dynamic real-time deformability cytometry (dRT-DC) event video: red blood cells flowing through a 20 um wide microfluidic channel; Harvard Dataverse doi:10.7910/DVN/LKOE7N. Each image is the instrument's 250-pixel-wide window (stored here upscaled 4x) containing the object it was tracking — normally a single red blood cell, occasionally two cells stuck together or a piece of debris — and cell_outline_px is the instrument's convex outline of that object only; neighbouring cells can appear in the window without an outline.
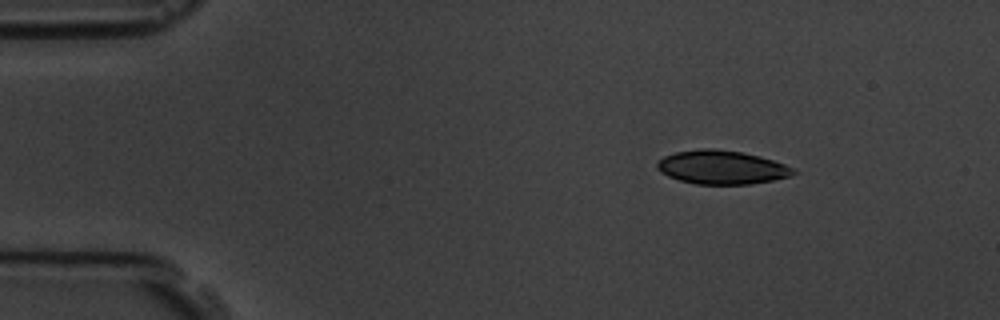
{"species": "common noctule bat (a hibernating species)", "species_latin": "Nyctalus noctula", "temperature_condition": "room temperature", "stored_images_in_passage": 6, "camera_frame_rate_fps": 3000, "um_per_image_px": 0.085, "animal": {"sex": "male", "body_mass_g": 19.5, "forearm_length_mm": 54.6}, "frame": {"image": 1, "passage_image": 1, "time_ms": 0.0, "image_size_px": [1000, 320], "cell_outline_px": [[796, 172], [788, 176], [772, 180], [748, 184], [696, 184], [680, 180], [668, 176], [660, 172], [656, 168], [656, 160], [664, 156], [676, 152], [700, 148], [716, 148], [740, 152], [760, 156], [784, 164], [792, 168]], "centroid_in_image_um": [61.27, 14.21], "position_along_channel_um": 23.7, "area_um2": 26.65}}
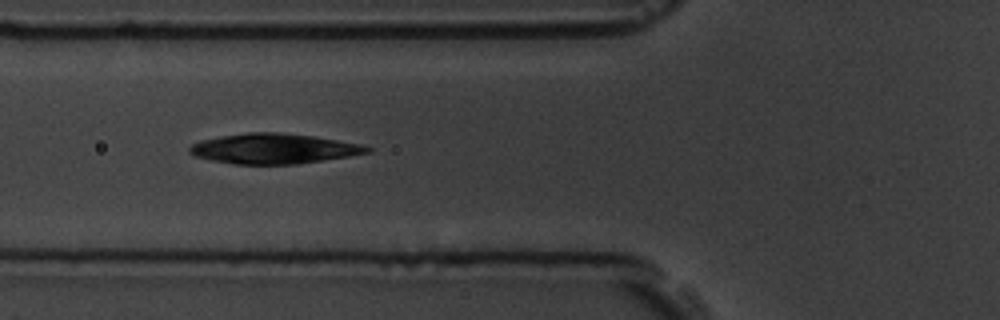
{"frame": {"image": 2, "passage_image": 5, "time_ms": 4.333, "image_size_px": [1000, 320], "cell_outline_px": [[372, 152], [348, 156], [296, 164], [232, 164], [192, 156], [188, 152], [188, 148], [192, 144], [200, 140], [220, 136], [248, 132], [280, 132], [316, 136], [360, 144], [372, 148]], "centroid_in_image_um": [23.23, 12.63], "position_along_channel_um": 102.6, "area_um2": 31.33}}
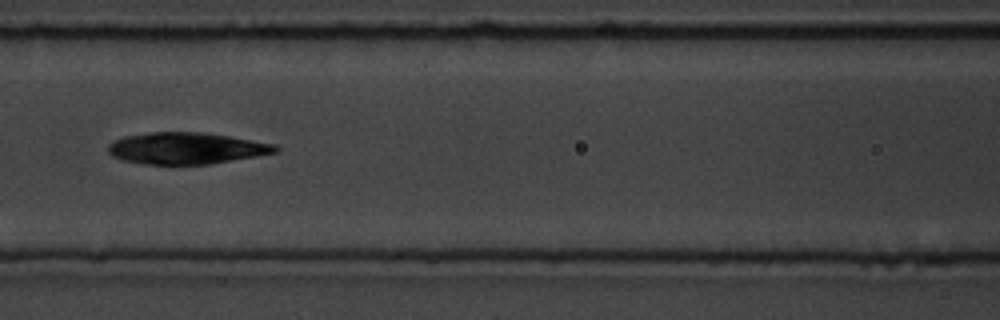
{"frame": {"image": 3, "passage_image": 6, "time_ms": 5.667, "image_size_px": [1000, 320], "cell_outline_px": [[280, 148], [276, 152], [256, 156], [212, 164], [144, 164], [120, 160], [112, 156], [108, 152], [108, 144], [112, 140], [124, 136], [152, 132], [204, 132], [276, 144]], "centroid_in_image_um": [15.8, 12.6], "position_along_channel_um": 150.8, "area_um2": 30.92}}